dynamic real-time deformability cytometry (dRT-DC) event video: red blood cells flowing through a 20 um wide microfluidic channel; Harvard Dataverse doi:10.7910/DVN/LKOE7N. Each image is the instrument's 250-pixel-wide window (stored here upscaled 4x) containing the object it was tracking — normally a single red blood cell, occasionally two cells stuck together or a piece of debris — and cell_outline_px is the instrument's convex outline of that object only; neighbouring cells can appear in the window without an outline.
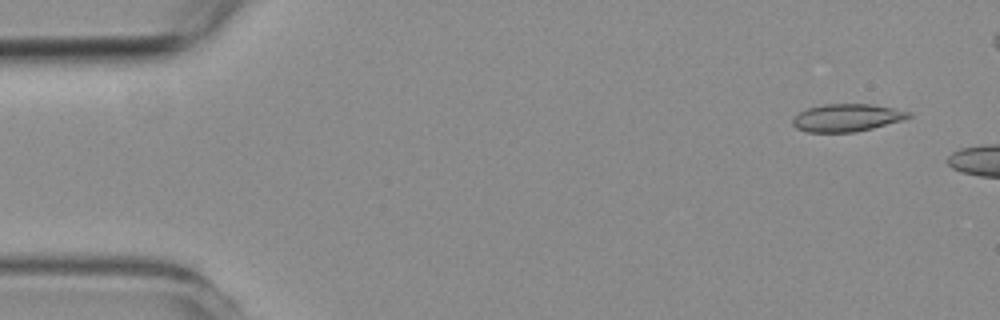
{"species": "common noctule bat (a hibernating species)", "species_latin": "Nyctalus noctula", "temperature_condition": "room temperature", "stored_images_in_passage": 45, "camera_frame_rate_fps": 3000, "um_per_image_px": 0.085, "animal": {"sex": "female", "body_mass_g": 19.3, "forearm_length_mm": 54.1}, "frame": {"image": 1, "passage_image": 2, "time_ms": 0.333, "image_size_px": [1000, 320], "cell_outline_px": [[912, 116], [904, 120], [856, 132], [808, 132], [796, 128], [792, 124], [792, 120], [800, 112], [808, 108], [824, 104], [872, 104], [912, 112]], "centroid_in_image_um": [72.01, 10.01], "position_along_channel_um": 13.0, "area_um2": 18.61}}
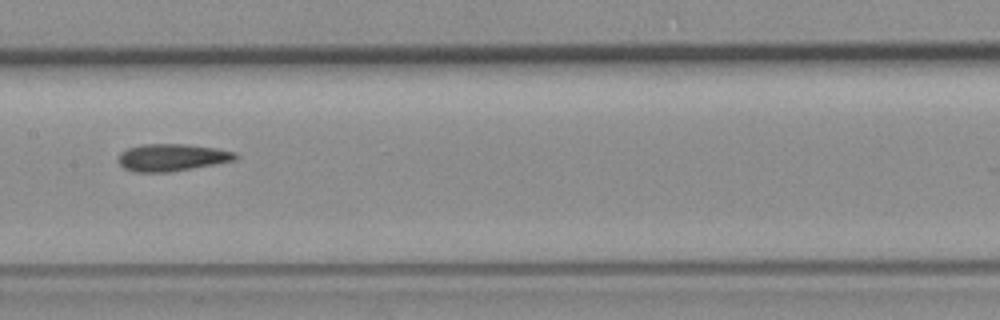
{"frame": {"image": 2, "passage_image": 25, "time_ms": 8.0, "image_size_px": [1000, 320], "cell_outline_px": [[240, 156], [236, 160], [172, 172], [132, 172], [124, 168], [116, 160], [120, 152], [128, 148], [144, 144], [184, 144], [212, 148], [236, 152]], "centroid_in_image_um": [14.59, 13.39], "position_along_channel_um": 192.8, "area_um2": 18.67}}
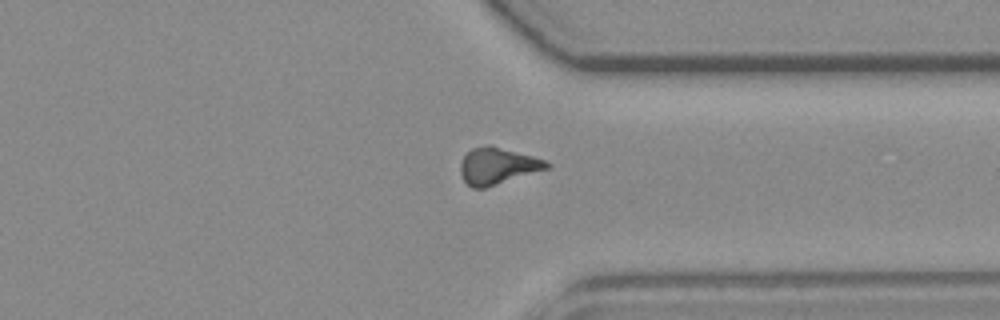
{"frame": {"image": 3, "passage_image": 39, "time_ms": 12.667, "image_size_px": [1000, 320], "cell_outline_px": [[552, 164], [548, 168], [484, 188], [472, 188], [464, 180], [460, 172], [460, 164], [464, 156], [472, 148], [488, 144], [492, 144], [532, 156], [544, 160]], "centroid_in_image_um": [42.27, 14.08], "position_along_channel_um": 369.1, "area_um2": 18.26}}